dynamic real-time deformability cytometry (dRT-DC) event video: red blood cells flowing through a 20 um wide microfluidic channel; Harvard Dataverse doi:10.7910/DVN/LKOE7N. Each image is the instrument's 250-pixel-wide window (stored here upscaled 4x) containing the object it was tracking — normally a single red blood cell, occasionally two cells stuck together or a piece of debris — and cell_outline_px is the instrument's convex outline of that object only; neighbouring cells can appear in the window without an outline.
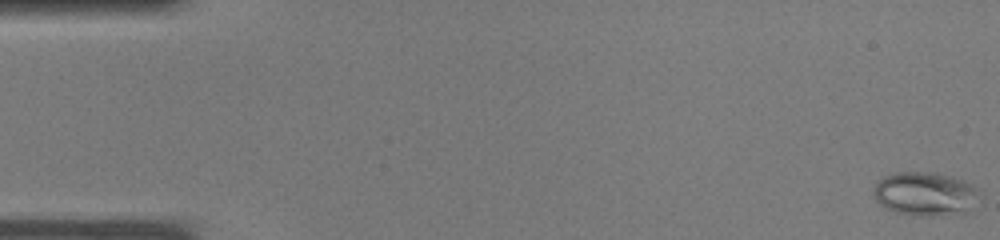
{"species": "common noctule bat (a hibernating species)", "species_latin": "Nyctalus noctula", "temperature_condition": "warm", "stored_images_in_passage": 38, "camera_frame_rate_fps": 3000, "um_per_image_px": 0.085, "animal": {"sex": "male", "body_mass_g": 19.0, "forearm_length_mm": 50.8}, "frame": {"image": 1, "passage_image": 1, "time_ms": 0.0, "image_size_px": [1000, 240], "cell_outline_px": [[980, 192], [964, 212], [960, 216], [916, 216], [896, 212], [884, 208], [872, 196], [872, 188], [884, 176], [896, 172], [936, 172], [952, 176], [964, 180], [976, 188]], "centroid_in_image_um": [78.58, 16.49], "position_along_channel_um": 6.4, "area_um2": 27.28}}
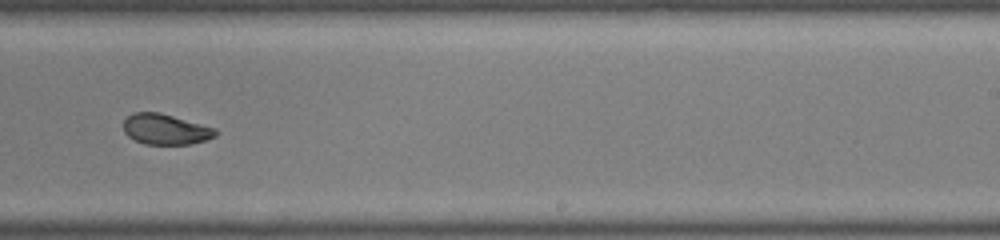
{"frame": {"image": 2, "passage_image": 24, "time_ms": 7.667, "image_size_px": [1000, 240], "cell_outline_px": [[220, 132], [216, 136], [192, 144], [144, 144], [128, 136], [124, 132], [124, 120], [132, 112], [160, 112], [216, 128]], "centroid_in_image_um": [14.09, 10.98], "position_along_channel_um": 274.9, "area_um2": 16.47}}
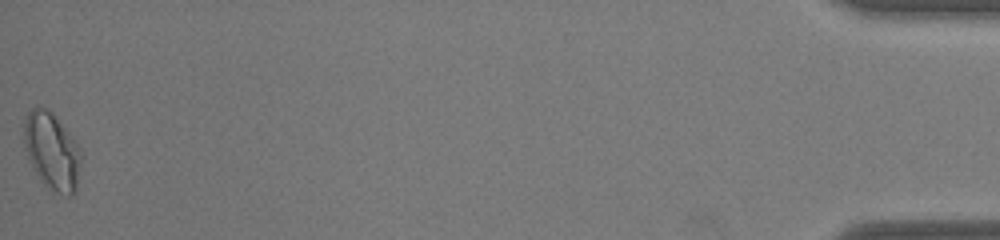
{"frame": {"image": 3, "passage_image": 38, "time_ms": 12.333, "image_size_px": [1000, 240], "cell_outline_px": [[80, 164], [76, 192], [72, 196], [68, 196], [56, 192], [48, 188], [40, 180], [28, 160], [24, 144], [24, 120], [28, 112], [36, 104], [52, 112], [68, 132], [80, 148]], "centroid_in_image_um": [4.39, 12.85], "position_along_channel_um": 430.8, "area_um2": 25.66}}